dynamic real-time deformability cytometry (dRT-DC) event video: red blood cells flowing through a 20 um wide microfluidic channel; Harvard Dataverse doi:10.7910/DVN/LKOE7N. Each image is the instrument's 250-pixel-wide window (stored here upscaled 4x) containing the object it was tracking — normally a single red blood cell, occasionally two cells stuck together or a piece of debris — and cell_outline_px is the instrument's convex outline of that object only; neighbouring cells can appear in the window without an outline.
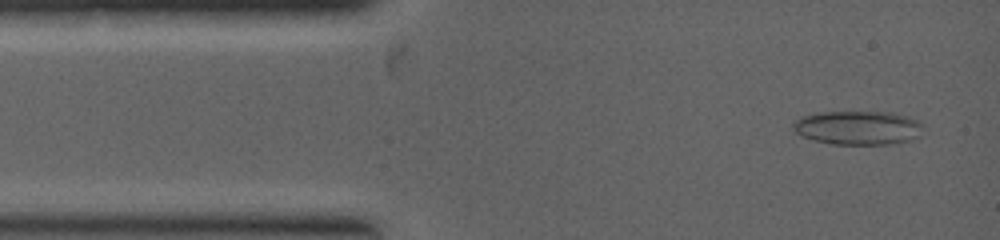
{"species": "common noctule bat (a hibernating species)", "species_latin": "Nyctalus noctula", "temperature_condition": "warm", "stored_images_in_passage": 27, "camera_frame_rate_fps": 5000, "um_per_image_px": 0.085, "animal": {"sex": "female", "body_mass_g": 19.0, "forearm_length_mm": 53.3}, "frame": {"image": 1, "passage_image": 1, "time_ms": 0.0, "image_size_px": [1000, 240], "cell_outline_px": [[920, 124], [916, 136], [908, 140], [888, 144], [832, 144], [800, 136], [792, 128], [792, 124], [800, 116], [820, 112], [892, 112], [908, 116], [916, 120]], "centroid_in_image_um": [72.83, 10.84], "position_along_channel_um": 12.2, "area_um2": 25.32}}
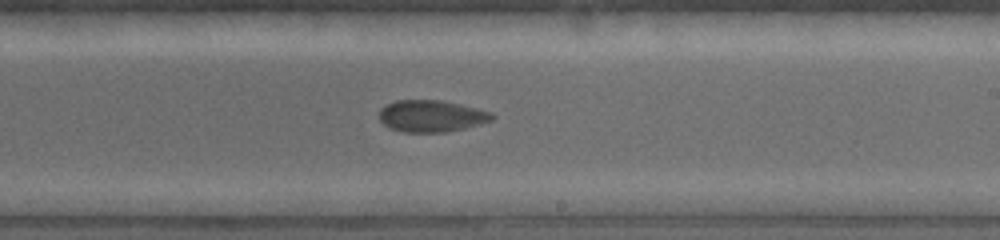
{"frame": {"image": 2, "passage_image": 14, "time_ms": 4.4, "image_size_px": [1000, 240], "cell_outline_px": [[496, 116], [492, 120], [464, 128], [444, 132], [404, 132], [388, 128], [380, 120], [380, 108], [396, 100], [440, 100], [460, 104], [492, 112]], "centroid_in_image_um": [36.66, 9.86], "position_along_channel_um": 252.3, "area_um2": 20.81}}
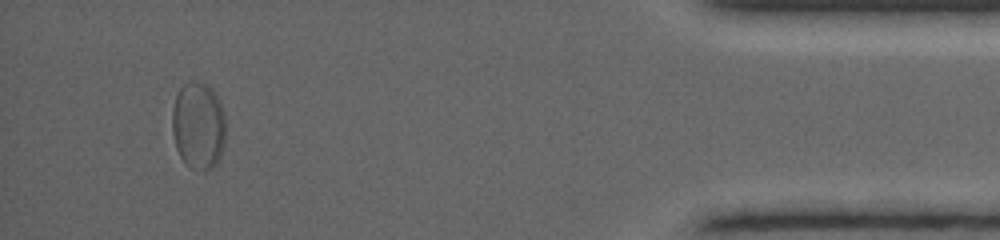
{"frame": {"image": 3, "passage_image": 24, "time_ms": 7.8, "image_size_px": [1000, 240], "cell_outline_px": [[224, 144], [220, 156], [216, 164], [212, 168], [204, 168], [188, 164], [180, 156], [176, 148], [172, 132], [172, 112], [176, 96], [180, 88], [184, 84], [196, 80], [208, 84], [216, 92], [220, 100], [224, 112]], "centroid_in_image_um": [16.87, 10.59], "position_along_channel_um": 418.3, "area_um2": 27.05}}